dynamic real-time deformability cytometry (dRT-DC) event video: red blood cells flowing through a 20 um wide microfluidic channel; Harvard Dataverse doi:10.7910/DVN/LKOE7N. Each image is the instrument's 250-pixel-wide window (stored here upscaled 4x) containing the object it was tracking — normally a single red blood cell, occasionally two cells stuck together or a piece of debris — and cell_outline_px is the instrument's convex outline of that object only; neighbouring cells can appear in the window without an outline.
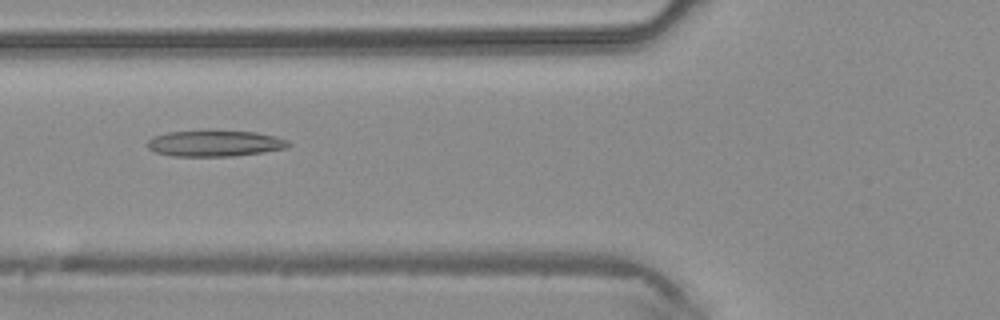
{"species": "common noctule bat (a hibernating species)", "species_latin": "Nyctalus noctula", "temperature_condition": "warm", "stored_images_in_passage": 34, "camera_frame_rate_fps": 3000, "um_per_image_px": 0.085, "animal": {"sex": "male", "body_mass_g": 20.4}, "frame": {"image": 1, "passage_image": 8, "time_ms": 2.333, "image_size_px": [1000, 320], "cell_outline_px": [[292, 144], [288, 148], [264, 152], [236, 156], [172, 156], [156, 152], [148, 148], [144, 144], [152, 136], [168, 132], [208, 128], [256, 132], [276, 136], [288, 140]], "centroid_in_image_um": [18.26, 12.15], "position_along_channel_um": 107.5, "area_um2": 22.54}}
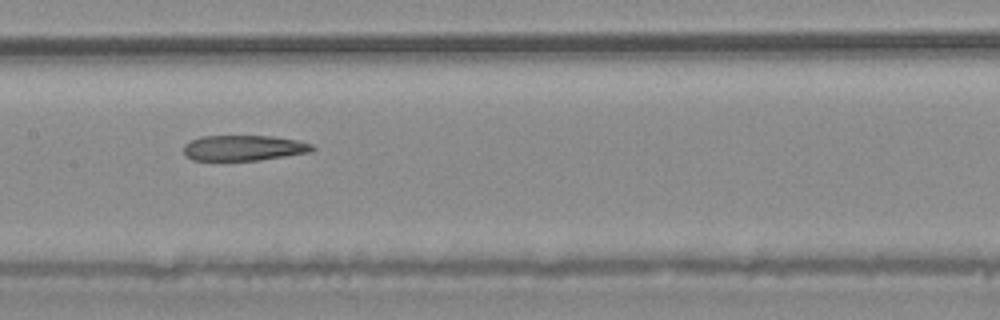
{"frame": {"image": 2, "passage_image": 13, "time_ms": 4.0, "image_size_px": [1000, 320], "cell_outline_px": [[316, 148], [312, 152], [260, 160], [192, 160], [184, 156], [184, 144], [200, 136], [272, 136], [296, 140], [312, 144]], "centroid_in_image_um": [20.72, 12.58], "position_along_channel_um": 186.7, "area_um2": 19.19}}
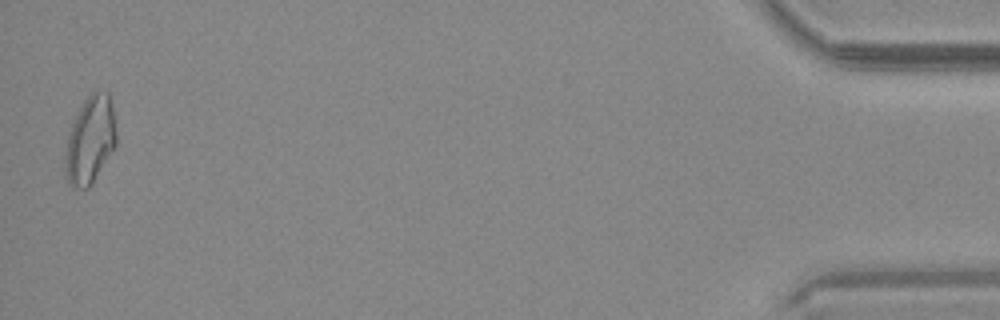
{"frame": {"image": 3, "passage_image": 34, "time_ms": 11.0, "image_size_px": [1000, 320], "cell_outline_px": [[116, 144], [92, 184], [88, 188], [76, 188], [68, 184], [64, 176], [64, 156], [68, 136], [72, 124], [84, 100], [96, 88], [108, 92], [112, 108], [116, 128]], "centroid_in_image_um": [7.64, 11.92], "position_along_channel_um": 427.6, "area_um2": 26.13}}